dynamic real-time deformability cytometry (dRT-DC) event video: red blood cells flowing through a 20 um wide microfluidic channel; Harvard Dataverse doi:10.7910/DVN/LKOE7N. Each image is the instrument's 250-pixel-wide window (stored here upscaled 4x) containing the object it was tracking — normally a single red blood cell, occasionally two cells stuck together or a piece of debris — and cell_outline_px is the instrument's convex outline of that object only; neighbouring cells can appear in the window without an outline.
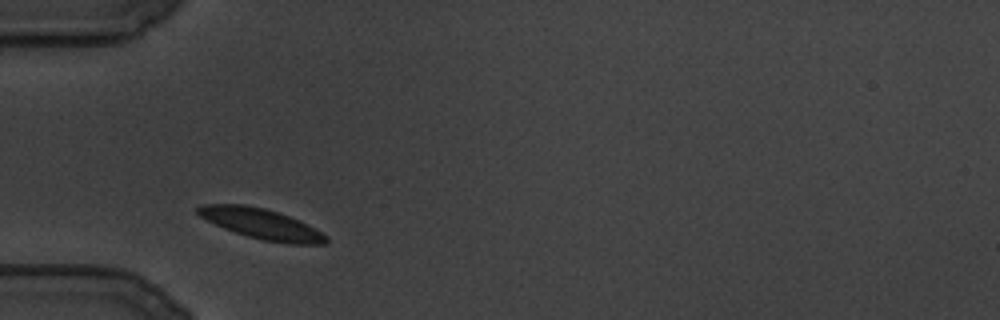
{"species": "common noctule bat (a hibernating species)", "species_latin": "Nyctalus noctula", "temperature_condition": "cold", "stored_images_in_passage": 86, "camera_frame_rate_fps": 3000, "um_per_image_px": 0.085, "animal": {"sex": "male", "body_mass_g": 19.5, "forearm_length_mm": 54.6}, "frame": {"image": 1, "passage_image": 1, "time_ms": 0.0, "image_size_px": [1000, 320], "cell_outline_px": [[328, 240], [324, 244], [288, 244], [264, 240], [248, 236], [224, 228], [200, 216], [196, 212], [196, 208], [204, 204], [244, 204], [264, 208], [288, 216], [328, 236]], "centroid_in_image_um": [22.19, 19.03], "position_along_channel_um": 62.8, "area_um2": 22.14}}
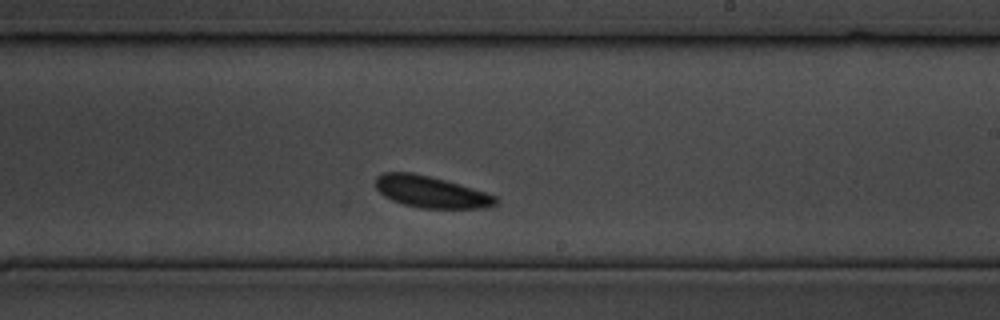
{"frame": {"image": 2, "passage_image": 37, "time_ms": 12.0, "image_size_px": [1000, 320], "cell_outline_px": [[500, 200], [496, 204], [484, 208], [420, 208], [404, 204], [392, 200], [384, 196], [376, 188], [376, 176], [384, 172], [412, 172], [444, 180], [484, 192], [496, 196]], "centroid_in_image_um": [36.61, 16.31], "position_along_channel_um": 252.4, "area_um2": 21.91}}
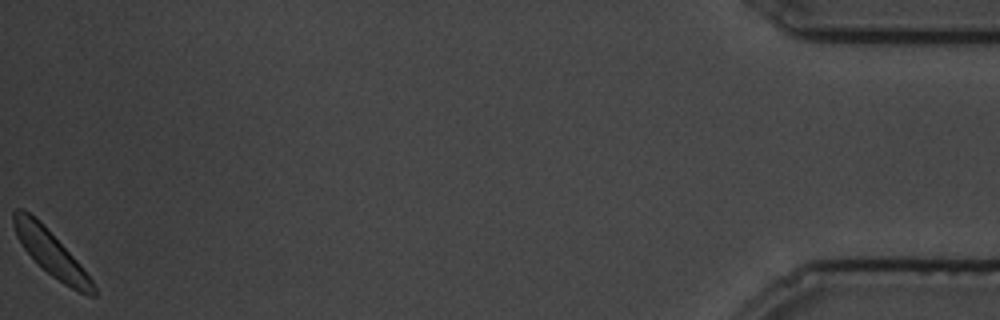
{"frame": {"image": 3, "passage_image": 86, "time_ms": 28.333, "image_size_px": [1000, 320], "cell_outline_px": [[96, 296], [88, 296], [64, 284], [52, 276], [24, 248], [16, 236], [12, 224], [12, 212], [16, 208], [24, 208], [40, 220], [80, 264], [92, 280], [96, 288]], "centroid_in_image_um": [4.3, 21.45], "position_along_channel_um": 430.9, "area_um2": 20.75}}